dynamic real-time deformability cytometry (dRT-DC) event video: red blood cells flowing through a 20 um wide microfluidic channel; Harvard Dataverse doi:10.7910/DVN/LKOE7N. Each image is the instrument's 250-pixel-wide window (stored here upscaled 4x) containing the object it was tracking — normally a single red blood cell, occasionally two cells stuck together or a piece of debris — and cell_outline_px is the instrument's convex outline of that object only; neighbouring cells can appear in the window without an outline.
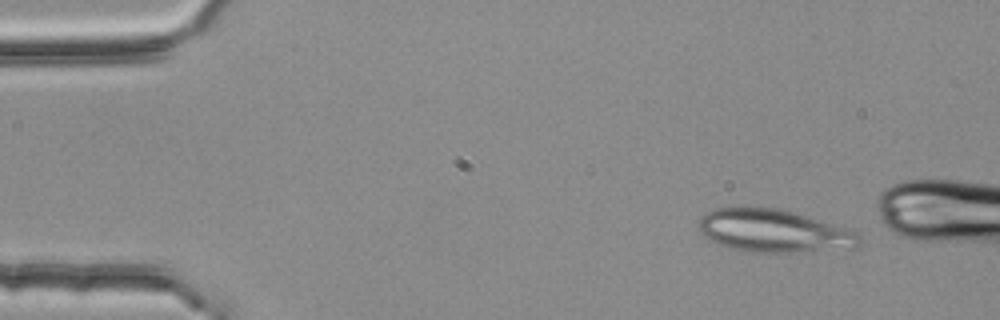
{"species": "common noctule bat (a hibernating species)", "species_latin": "Nyctalus noctula", "temperature_condition": "room temperature", "stored_images_in_passage": 4, "camera_frame_rate_fps": 3000, "um_per_image_px": 0.085, "animal": {"sex": "female", "body_mass_g": 25.1}, "frame": {"image": 1, "passage_image": 1, "time_ms": 0.0, "image_size_px": [1000, 320], "cell_outline_px": [[864, 240], [856, 248], [796, 252], [748, 252], [732, 248], [720, 244], [704, 236], [700, 228], [700, 220], [708, 212], [716, 208], [736, 204], [776, 208], [792, 212], [844, 228], [856, 232]], "centroid_in_image_um": [65.76, 19.61], "position_along_channel_um": 19.2, "area_um2": 40.11}}